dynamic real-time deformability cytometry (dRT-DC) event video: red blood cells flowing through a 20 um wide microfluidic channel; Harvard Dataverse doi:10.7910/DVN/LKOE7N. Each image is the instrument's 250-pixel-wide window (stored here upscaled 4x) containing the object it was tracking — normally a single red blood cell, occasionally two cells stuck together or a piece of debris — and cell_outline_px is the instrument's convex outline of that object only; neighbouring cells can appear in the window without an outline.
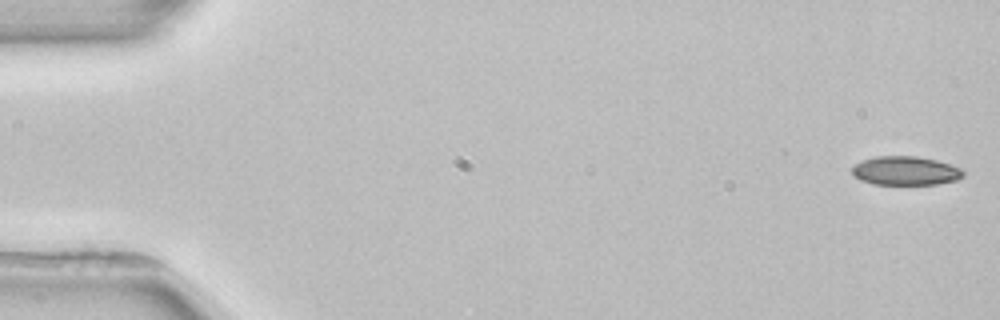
{"species": "common noctule bat (a hibernating species)", "species_latin": "Nyctalus noctula", "temperature_condition": "room temperature", "stored_images_in_passage": 5, "segment_of_instrument_passage": [2, 2], "camera_frame_rate_fps": 3000, "um_per_image_px": 0.085, "animal": {"sex": "female", "body_mass_g": 22.7, "forearm_length_mm": 54.2}, "frame": {"image": 1, "passage_image": 5, "time_ms": 5.667, "image_size_px": [1000, 320], "cell_outline_px": [[964, 176], [956, 180], [936, 184], [872, 184], [860, 180], [852, 172], [852, 168], [856, 164], [864, 160], [876, 156], [916, 156], [936, 160], [960, 168], [964, 172]], "centroid_in_image_um": [76.97, 14.52], "position_along_channel_um": 8.0, "area_um2": 18.5}}